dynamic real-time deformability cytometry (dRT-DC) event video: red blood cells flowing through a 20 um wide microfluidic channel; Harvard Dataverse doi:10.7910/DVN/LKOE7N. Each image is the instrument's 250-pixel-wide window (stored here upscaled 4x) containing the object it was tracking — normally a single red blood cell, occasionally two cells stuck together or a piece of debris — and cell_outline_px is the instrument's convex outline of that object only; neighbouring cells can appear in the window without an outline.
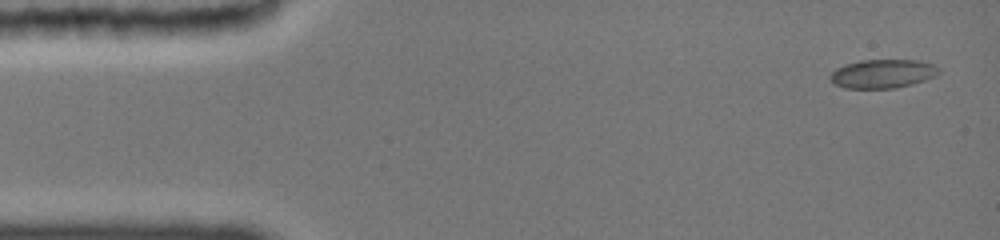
{"species": "common noctule bat (a hibernating species)", "species_latin": "Nyctalus noctula", "temperature_condition": "cold", "stored_images_in_passage": 13, "camera_frame_rate_fps": 3000, "um_per_image_px": 0.085, "animal": {"sex": "female", "body_mass_g": 19.0, "forearm_length_mm": 51.5}, "frame": {"image": 1, "passage_image": 1, "time_ms": 0.0, "image_size_px": [1000, 240], "cell_outline_px": [[940, 72], [936, 76], [912, 84], [896, 88], [844, 88], [836, 84], [828, 76], [836, 68], [844, 64], [860, 60], [920, 60], [932, 64], [940, 68]], "centroid_in_image_um": [75.04, 6.26], "position_along_channel_um": 10.0, "area_um2": 18.26}}
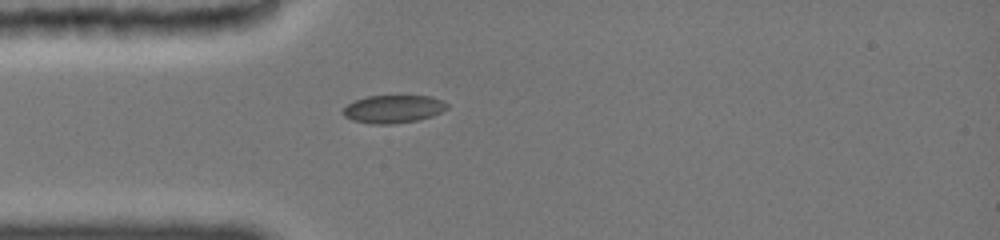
{"frame": {"image": 2, "passage_image": 8, "time_ms": 3.667, "image_size_px": [1000, 240], "cell_outline_px": [[448, 108], [440, 112], [416, 120], [388, 124], [380, 124], [352, 120], [344, 116], [344, 108], [352, 100], [368, 96], [432, 96], [444, 100], [448, 104]], "centroid_in_image_um": [33.43, 9.24], "position_along_channel_um": 51.6, "area_um2": 16.65}}
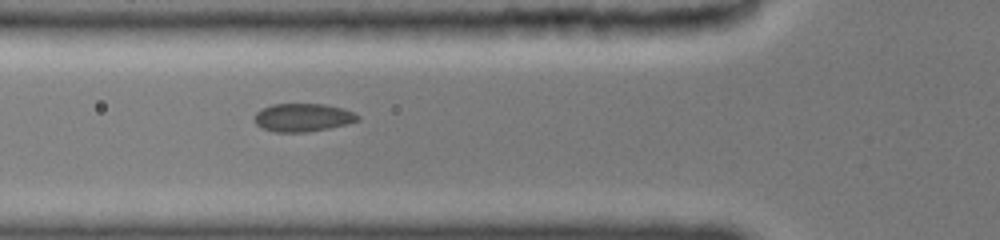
{"frame": {"image": 3, "passage_image": 11, "time_ms": 5.0, "image_size_px": [1000, 240], "cell_outline_px": [[356, 120], [344, 124], [328, 128], [304, 132], [276, 132], [264, 128], [256, 124], [256, 112], [260, 108], [272, 104], [324, 104], [340, 108], [352, 112], [356, 116]], "centroid_in_image_um": [25.66, 9.98], "position_along_channel_um": 100.1, "area_um2": 16.42}}